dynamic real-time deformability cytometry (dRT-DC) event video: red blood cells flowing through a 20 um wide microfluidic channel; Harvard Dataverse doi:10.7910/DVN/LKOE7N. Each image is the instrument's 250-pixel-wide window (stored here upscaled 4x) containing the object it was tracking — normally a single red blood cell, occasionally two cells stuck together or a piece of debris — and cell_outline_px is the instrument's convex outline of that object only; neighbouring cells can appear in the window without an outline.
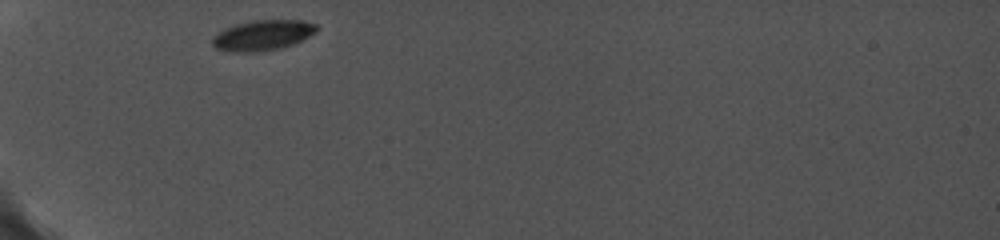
{"species": "common noctule bat (a hibernating species)", "species_latin": "Nyctalus noctula", "temperature_condition": "cold", "stored_images_in_passage": 29, "camera_frame_rate_fps": 5000, "um_per_image_px": 0.085, "animal": {"sex": "female", "body_mass_g": 19.0, "forearm_length_mm": 56.7}, "frame": {"image": 1, "passage_image": 1, "time_ms": 0.0, "image_size_px": [1000, 240], "cell_outline_px": [[320, 28], [316, 32], [292, 44], [280, 48], [260, 52], [236, 52], [216, 48], [212, 44], [212, 36], [224, 28], [236, 24], [252, 20], [304, 20], [316, 24]], "centroid_in_image_um": [22.32, 2.98], "position_along_channel_um": 62.7, "area_um2": 18.5}}
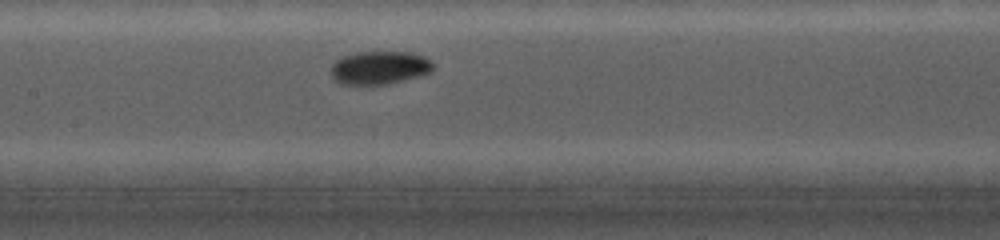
{"frame": {"image": 2, "passage_image": 11, "time_ms": 3.4, "image_size_px": [1000, 240], "cell_outline_px": [[432, 72], [420, 76], [388, 84], [344, 84], [336, 80], [332, 76], [332, 64], [340, 56], [356, 52], [408, 52], [424, 56], [432, 60]], "centroid_in_image_um": [32.28, 5.74], "position_along_channel_um": 175.1, "area_um2": 19.77}}
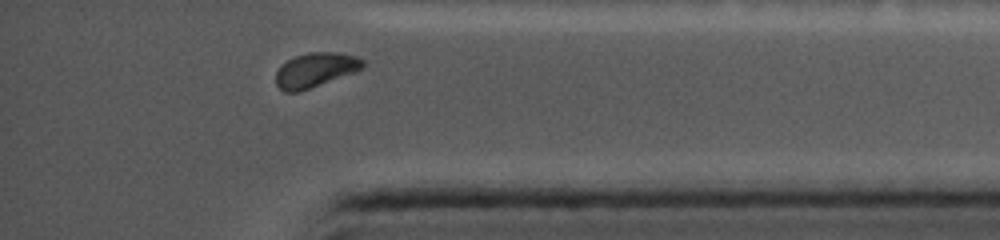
{"frame": {"image": 3, "passage_image": 27, "time_ms": 9.6, "image_size_px": [1000, 240], "cell_outline_px": [[364, 64], [356, 72], [300, 92], [284, 92], [276, 84], [276, 72], [280, 64], [296, 56], [308, 52], [336, 52], [356, 56], [364, 60]], "centroid_in_image_um": [26.79, 5.95], "position_along_channel_um": 408.4, "area_um2": 17.57}, "authors_computed_cell_mechanics": {"area_um2": 19.1896, "velocity_mm_per_s": 3.7422, "shape_relaxation_time_tau1_ms": 2.2241, "shape_relaxation_time_tau2_ms": null, "deformation_change_tau1": 0.0991, "deformation_change_tau2": null}}